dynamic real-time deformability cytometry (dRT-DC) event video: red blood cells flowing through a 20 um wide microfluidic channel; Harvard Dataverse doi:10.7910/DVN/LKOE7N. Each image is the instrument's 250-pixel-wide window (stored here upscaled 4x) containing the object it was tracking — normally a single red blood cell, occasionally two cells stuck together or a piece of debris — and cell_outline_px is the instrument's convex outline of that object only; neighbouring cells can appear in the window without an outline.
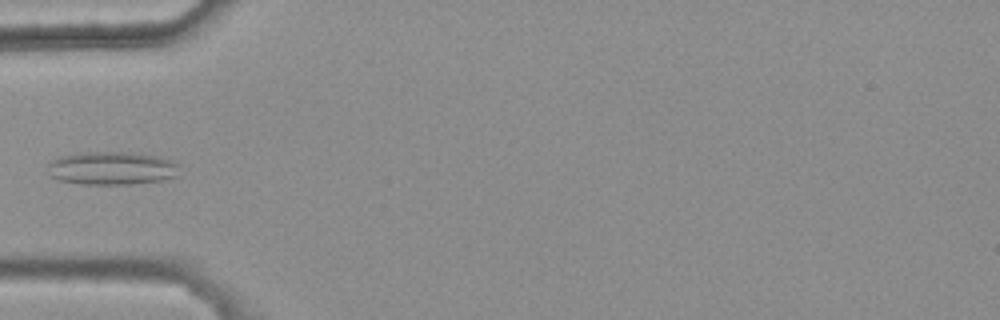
{"species": "common noctule bat (a hibernating species)", "species_latin": "Nyctalus noctula", "temperature_condition": "warm", "stored_images_in_passage": 4, "camera_frame_rate_fps": 3000, "um_per_image_px": 0.085, "animal": {"sex": "female", "body_mass_g": 25.1}, "frame": {"image": 1, "passage_image": 3, "time_ms": 0.667, "image_size_px": [1000, 320], "cell_outline_px": [[180, 176], [164, 180], [132, 184], [80, 184], [60, 180], [52, 176], [48, 164], [52, 160], [60, 156], [80, 152], [128, 152], [160, 156], [172, 160], [180, 164]], "centroid_in_image_um": [9.6, 14.29], "position_along_channel_um": 75.4, "area_um2": 25.84}}